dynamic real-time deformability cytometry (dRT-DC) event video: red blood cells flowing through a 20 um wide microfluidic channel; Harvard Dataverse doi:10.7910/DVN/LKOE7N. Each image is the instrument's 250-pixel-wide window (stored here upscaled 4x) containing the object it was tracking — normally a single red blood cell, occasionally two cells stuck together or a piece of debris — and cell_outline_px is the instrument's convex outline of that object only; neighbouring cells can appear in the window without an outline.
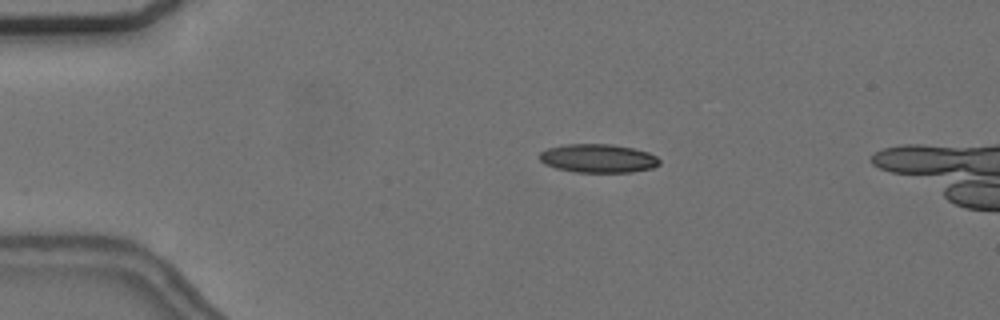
{"species": "common noctule bat (a hibernating species)", "species_latin": "Nyctalus noctula", "temperature_condition": "cold", "stored_images_in_passage": 3, "camera_frame_rate_fps": 3000, "um_per_image_px": 0.085, "animal": {"sex": "female", "body_mass_g": 24.6, "forearm_length_mm": 56.2}, "frame": {"image": 1, "passage_image": 2, "time_ms": 1.0, "image_size_px": [1000, 320], "cell_outline_px": [[660, 164], [652, 168], [632, 172], [576, 172], [556, 168], [544, 164], [536, 156], [540, 152], [548, 148], [564, 144], [612, 144], [632, 148], [648, 152], [656, 156], [660, 160]], "centroid_in_image_um": [50.81, 13.46], "position_along_channel_um": 34.2, "area_um2": 20.11}}